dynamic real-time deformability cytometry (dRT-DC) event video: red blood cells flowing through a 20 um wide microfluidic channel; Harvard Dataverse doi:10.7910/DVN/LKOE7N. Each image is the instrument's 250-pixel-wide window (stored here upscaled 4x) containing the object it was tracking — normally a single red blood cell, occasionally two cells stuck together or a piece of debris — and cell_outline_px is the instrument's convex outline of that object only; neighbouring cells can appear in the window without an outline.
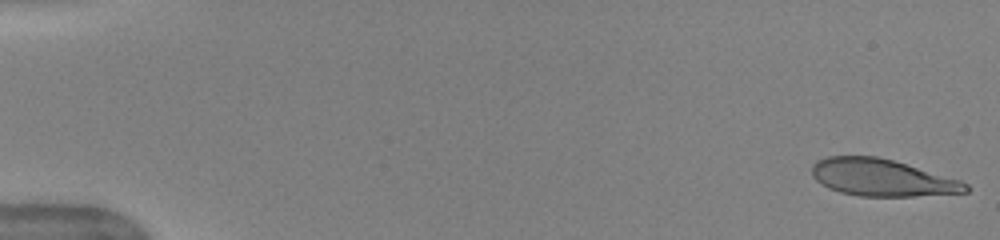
{"species": "human", "species_latin": "Homo sapiens", "temperature_condition": "warm", "stored_images_in_passage": 51, "camera_frame_rate_fps": 3000, "um_per_image_px": 0.085, "donor": {"sex": "female"}, "frame": {"image": 1, "passage_image": 1, "time_ms": 0.0, "image_size_px": [1000, 240], "cell_outline_px": [[972, 188], [968, 192], [912, 196], [860, 196], [840, 192], [828, 188], [816, 180], [812, 176], [812, 164], [816, 160], [828, 156], [876, 156], [892, 160], [960, 180], [968, 184]], "centroid_in_image_um": [74.94, 15.1], "position_along_channel_um": 10.1, "area_um2": 33.06}}
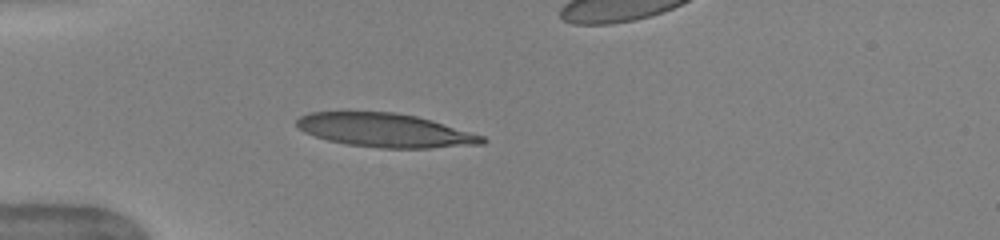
{"frame": {"image": 2, "passage_image": 15, "time_ms": 4.667, "image_size_px": [1000, 240], "cell_outline_px": [[488, 140], [484, 144], [432, 148], [380, 148], [348, 144], [328, 140], [304, 132], [296, 124], [296, 120], [300, 116], [308, 112], [392, 112], [416, 116], [432, 120], [484, 136]], "centroid_in_image_um": [32.77, 11.08], "position_along_channel_um": 52.2, "area_um2": 36.36}}
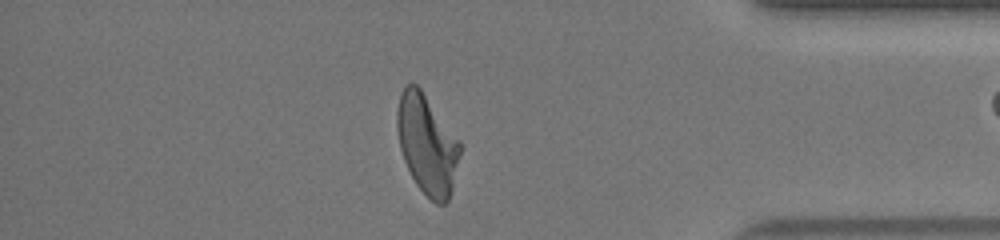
{"frame": {"image": 3, "passage_image": 44, "time_ms": 14.333, "image_size_px": [1000, 240], "cell_outline_px": [[460, 152], [452, 188], [448, 200], [444, 204], [436, 204], [416, 184], [404, 160], [400, 148], [396, 128], [396, 112], [400, 92], [408, 84], [416, 84], [420, 88], [460, 140]], "centroid_in_image_um": [36.28, 12.24], "position_along_channel_um": 398.9, "area_um2": 36.13}, "authors_computed_cell_mechanics": {"area_um2": 36.0672, "velocity_mm_per_s": 3.9909, "shape_relaxation_time_tau1_ms": 4.2808, "shape_relaxation_time_tau2_ms": 0.82, "deformation_change_tau1": 0.2115, "deformation_change_tau2": 0.0956}}